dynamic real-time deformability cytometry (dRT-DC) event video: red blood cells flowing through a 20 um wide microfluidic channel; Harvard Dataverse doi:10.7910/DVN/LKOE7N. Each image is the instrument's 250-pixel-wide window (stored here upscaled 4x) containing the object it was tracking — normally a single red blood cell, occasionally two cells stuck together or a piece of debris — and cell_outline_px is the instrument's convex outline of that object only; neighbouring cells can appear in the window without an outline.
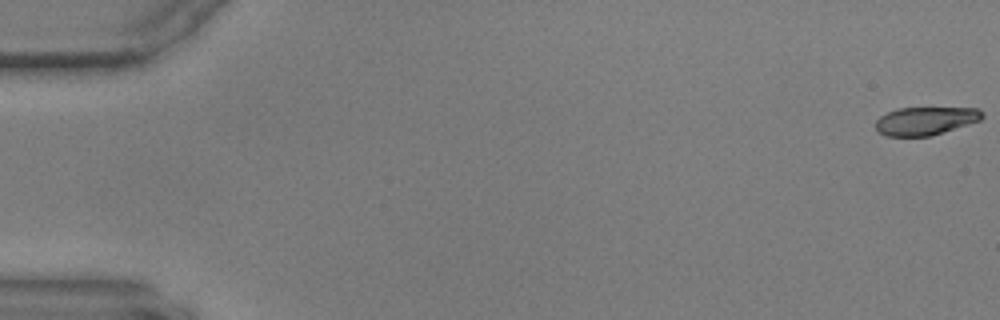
{"species": "common noctule bat (a hibernating species)", "species_latin": "Nyctalus noctula", "temperature_condition": "warm", "stored_images_in_passage": 7, "camera_frame_rate_fps": 3000, "um_per_image_px": 0.085, "animal": {"sex": "male", "body_mass_g": 17.9, "forearm_length_mm": 54.2}, "frame": {"image": 1, "passage_image": 1, "time_ms": 0.0, "image_size_px": [1000, 320], "cell_outline_px": [[984, 116], [980, 120], [928, 136], [884, 136], [876, 128], [876, 120], [880, 116], [896, 108], [976, 108]], "centroid_in_image_um": [78.61, 10.27], "position_along_channel_um": 6.4, "area_um2": 17.11}}